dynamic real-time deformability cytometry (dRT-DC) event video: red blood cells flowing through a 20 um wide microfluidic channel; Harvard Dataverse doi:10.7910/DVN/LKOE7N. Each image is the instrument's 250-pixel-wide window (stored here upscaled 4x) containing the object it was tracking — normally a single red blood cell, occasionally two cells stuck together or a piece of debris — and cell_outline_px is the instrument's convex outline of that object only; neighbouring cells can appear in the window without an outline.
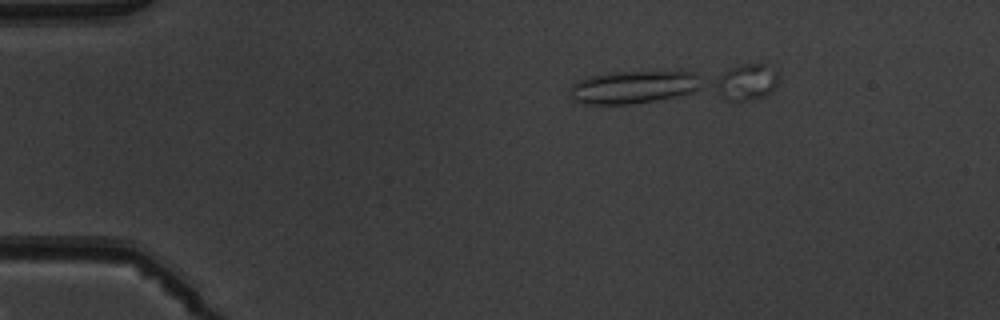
{"species": "common noctule bat (a hibernating species)", "species_latin": "Nyctalus noctula", "temperature_condition": "warm", "stored_images_in_passage": 7, "camera_frame_rate_fps": 3000, "um_per_image_px": 0.085, "animal": {"sex": "male", "body_mass_g": 19.5, "forearm_length_mm": 54.6}, "frame": {"image": 1, "passage_image": 3, "time_ms": 2.333, "image_size_px": [1000, 320], "cell_outline_px": [[700, 88], [692, 92], [632, 104], [584, 104], [572, 100], [572, 84], [588, 76], [608, 72], [680, 68], [696, 72]], "centroid_in_image_um": [53.9, 7.33], "position_along_channel_um": 31.1, "area_um2": 25.84}}